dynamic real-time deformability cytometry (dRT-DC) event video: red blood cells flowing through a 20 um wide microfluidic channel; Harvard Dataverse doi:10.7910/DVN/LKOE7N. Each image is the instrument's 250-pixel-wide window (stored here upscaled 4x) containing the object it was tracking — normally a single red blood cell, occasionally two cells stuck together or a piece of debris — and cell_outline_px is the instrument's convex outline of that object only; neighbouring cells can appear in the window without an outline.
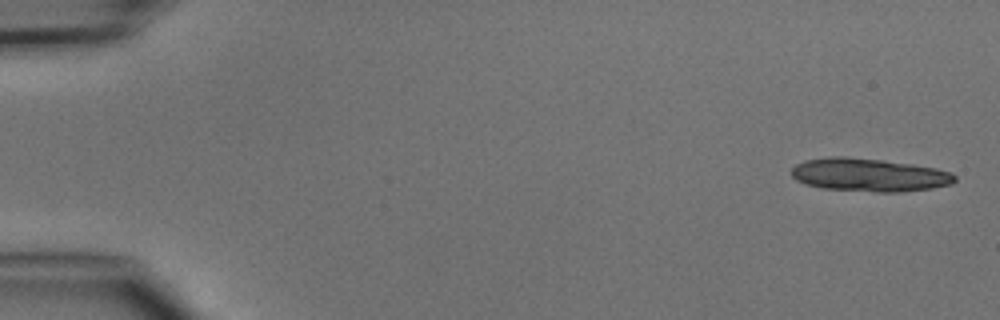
{"species": "common noctule bat (a hibernating species)", "species_latin": "Nyctalus noctula", "temperature_condition": "cold", "stored_images_in_passage": 8, "camera_frame_rate_fps": 3000, "um_per_image_px": 0.085, "animal": {"sex": "male", "body_mass_g": 15.6}, "frame": {"image": 1, "passage_image": 1, "time_ms": 0.0, "image_size_px": [1000, 320], "cell_outline_px": [[956, 180], [952, 184], [932, 188], [900, 192], [876, 192], [824, 188], [808, 184], [796, 180], [792, 176], [792, 168], [796, 164], [804, 160], [828, 156], [848, 156], [884, 160], [912, 164], [936, 168], [948, 172], [956, 176]], "centroid_in_image_um": [73.87, 14.85], "position_along_channel_um": 11.1, "area_um2": 31.62}}